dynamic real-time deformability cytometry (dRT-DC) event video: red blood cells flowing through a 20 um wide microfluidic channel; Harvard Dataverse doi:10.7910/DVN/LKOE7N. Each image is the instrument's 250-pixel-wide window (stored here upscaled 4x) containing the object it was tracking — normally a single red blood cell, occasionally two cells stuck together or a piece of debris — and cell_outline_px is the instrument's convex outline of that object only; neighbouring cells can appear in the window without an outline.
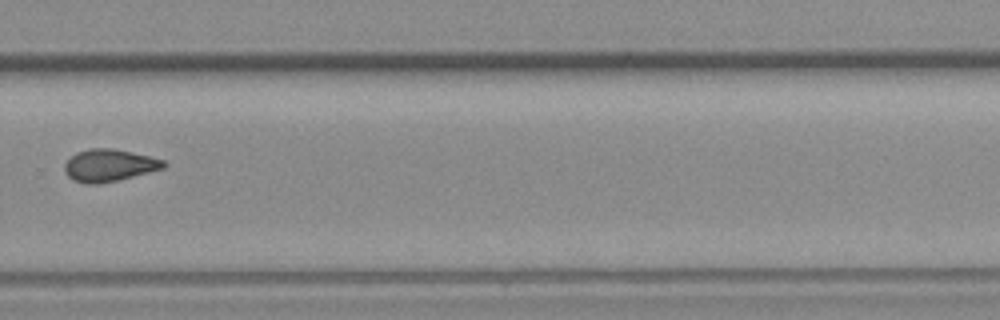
{"species": "common noctule bat (a hibernating species)", "species_latin": "Nyctalus noctula", "temperature_condition": "room temperature", "stored_images_in_passage": 14, "camera_frame_rate_fps": 3000, "um_per_image_px": 0.085, "animal": {"sex": "female", "body_mass_g": 19.3, "forearm_length_mm": 54.1}, "frame": {"image": 1, "passage_image": 10, "time_ms": 12.0, "image_size_px": [1000, 320], "cell_outline_px": [[164, 168], [100, 184], [88, 184], [72, 180], [64, 172], [64, 164], [76, 152], [88, 148], [112, 148], [132, 152], [164, 160]], "centroid_in_image_um": [9.22, 14.05], "position_along_channel_um": 320.6, "area_um2": 18.44}}
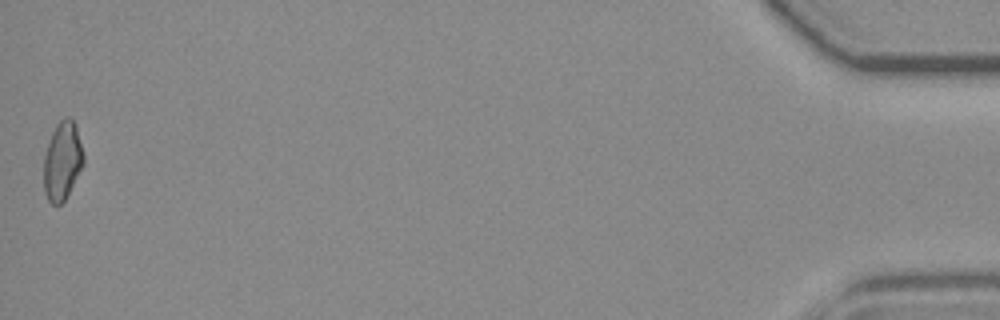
{"frame": {"image": 2, "passage_image": 14, "time_ms": 17.667, "image_size_px": [1000, 320], "cell_outline_px": [[84, 164], [64, 200], [60, 204], [52, 204], [48, 200], [44, 192], [44, 156], [52, 132], [56, 124], [64, 116], [68, 116], [76, 124], [84, 156]], "centroid_in_image_um": [5.3, 13.65], "position_along_channel_um": 429.9, "area_um2": 18.09}}